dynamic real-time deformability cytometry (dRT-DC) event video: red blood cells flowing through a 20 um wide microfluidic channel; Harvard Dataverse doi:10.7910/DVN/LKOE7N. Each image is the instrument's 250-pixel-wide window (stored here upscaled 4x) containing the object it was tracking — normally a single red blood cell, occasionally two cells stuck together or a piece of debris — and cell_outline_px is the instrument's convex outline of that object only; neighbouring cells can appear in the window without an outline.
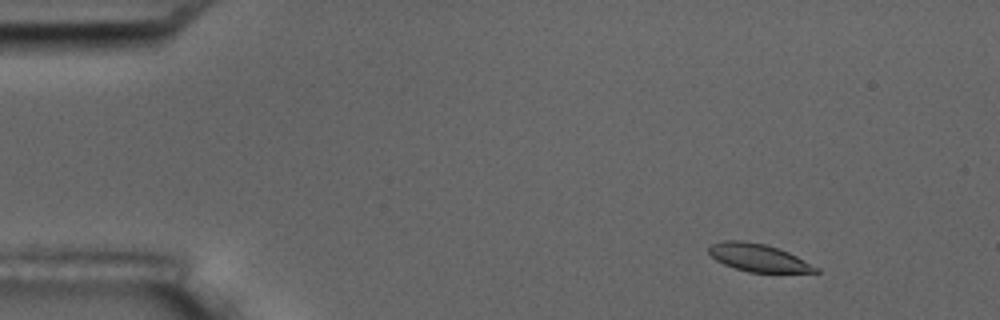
{"species": "common noctule bat (a hibernating species)", "species_latin": "Nyctalus noctula", "temperature_condition": "room temperature", "stored_images_in_passage": 5, "camera_frame_rate_fps": 3000, "um_per_image_px": 0.085, "animal": {"sex": "male", "body_mass_g": 17.5, "forearm_length_mm": 52.3}, "frame": {"image": 1, "passage_image": 2, "time_ms": 1.333, "image_size_px": [1000, 320], "cell_outline_px": [[820, 272], [748, 272], [724, 264], [716, 260], [708, 252], [708, 248], [712, 244], [724, 240], [740, 240], [764, 244], [788, 252], [820, 268]], "centroid_in_image_um": [64.45, 21.9], "position_along_channel_um": 20.5, "area_um2": 16.99}}
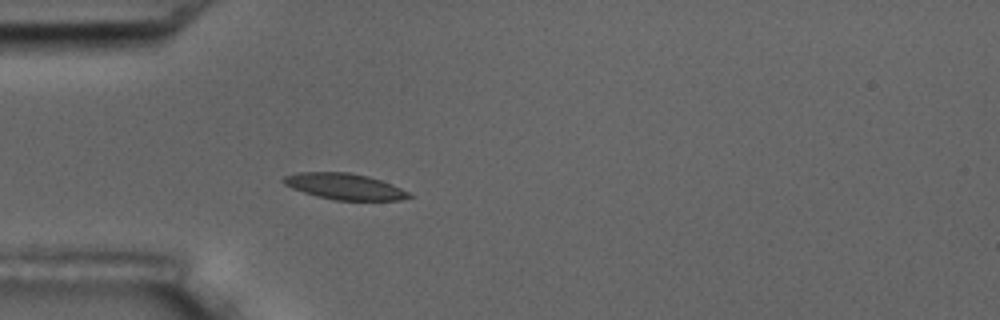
{"frame": {"image": 2, "passage_image": 5, "time_ms": 4.667, "image_size_px": [1000, 320], "cell_outline_px": [[412, 196], [400, 200], [336, 200], [316, 196], [292, 188], [284, 184], [280, 180], [284, 176], [300, 172], [348, 172], [368, 176], [392, 184], [408, 192]], "centroid_in_image_um": [29.26, 15.84], "position_along_channel_um": 55.7, "area_um2": 18.96}}